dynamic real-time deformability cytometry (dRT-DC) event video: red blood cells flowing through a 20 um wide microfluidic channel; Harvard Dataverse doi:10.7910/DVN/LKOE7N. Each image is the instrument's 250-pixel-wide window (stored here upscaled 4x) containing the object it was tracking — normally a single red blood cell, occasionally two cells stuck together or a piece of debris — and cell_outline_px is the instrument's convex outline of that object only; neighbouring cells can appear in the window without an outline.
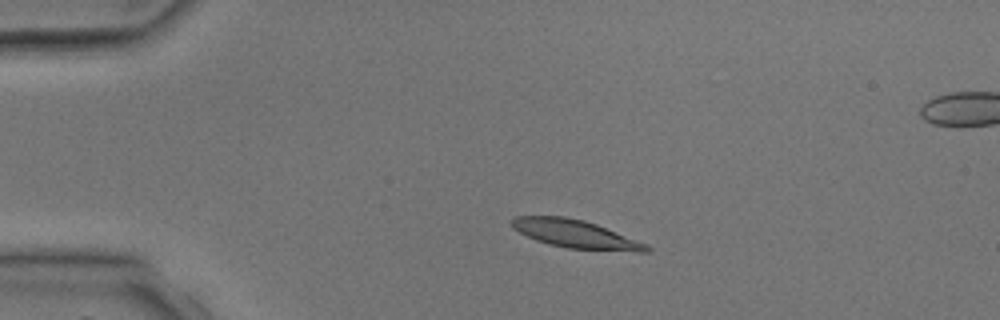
{"species": "common noctule bat (a hibernating species)", "species_latin": "Nyctalus noctula", "temperature_condition": "room temperature", "stored_images_in_passage": 2, "segment_of_instrument_passage": [1, 2], "camera_frame_rate_fps": 3000, "um_per_image_px": 0.085, "animal": {"sex": "male", "body_mass_g": 17.9, "forearm_length_mm": 54.2}, "frame": {"image": 1, "passage_image": 1, "time_ms": 0.0, "image_size_px": [1000, 320], "cell_outline_px": [[652, 248], [648, 252], [640, 252], [568, 248], [548, 244], [536, 240], [512, 228], [512, 220], [516, 216], [564, 216], [584, 220], [596, 224], [648, 244]], "centroid_in_image_um": [48.95, 19.89], "position_along_channel_um": 36.0, "area_um2": 21.96}}